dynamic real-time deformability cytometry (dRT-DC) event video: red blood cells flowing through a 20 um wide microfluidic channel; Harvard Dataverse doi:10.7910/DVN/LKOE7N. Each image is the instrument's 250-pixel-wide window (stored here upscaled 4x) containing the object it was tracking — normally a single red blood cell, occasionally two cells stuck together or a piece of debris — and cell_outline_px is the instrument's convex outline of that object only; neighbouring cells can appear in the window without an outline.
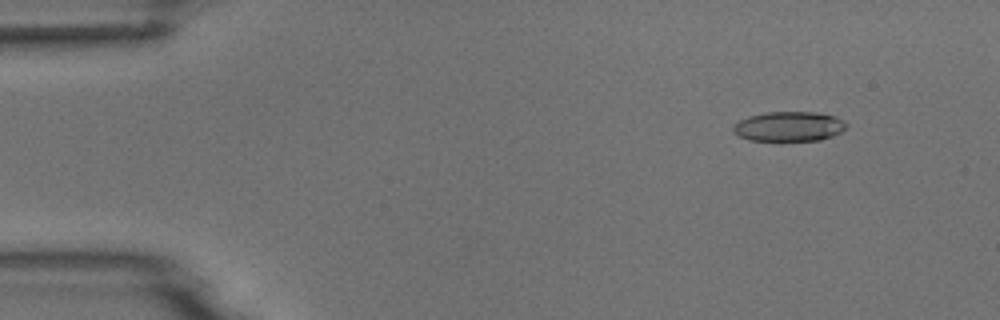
{"species": "common noctule bat (a hibernating species)", "species_latin": "Nyctalus noctula", "temperature_condition": "room temperature", "stored_images_in_passage": 5, "camera_frame_rate_fps": 3000, "um_per_image_px": 0.085, "animal": {"sex": "male", "body_mass_g": 18.8}, "frame": {"image": 1, "passage_image": 2, "time_ms": 1.333, "image_size_px": [1000, 320], "cell_outline_px": [[848, 124], [840, 132], [832, 136], [820, 140], [748, 140], [736, 136], [732, 132], [732, 128], [740, 120], [748, 116], [764, 112], [812, 112], [836, 116]], "centroid_in_image_um": [67.02, 10.74], "position_along_channel_um": 18.0, "area_um2": 19.59}}
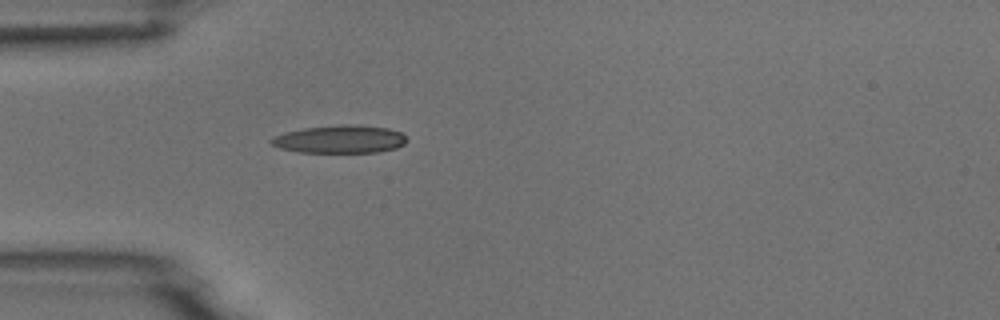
{"frame": {"image": 2, "passage_image": 5, "time_ms": 4.667, "image_size_px": [1000, 320], "cell_outline_px": [[408, 140], [404, 144], [396, 148], [380, 152], [300, 152], [280, 148], [272, 144], [268, 140], [284, 132], [304, 128], [344, 124], [348, 124], [388, 128], [400, 132]], "centroid_in_image_um": [28.9, 11.83], "position_along_channel_um": 56.1, "area_um2": 21.91}}